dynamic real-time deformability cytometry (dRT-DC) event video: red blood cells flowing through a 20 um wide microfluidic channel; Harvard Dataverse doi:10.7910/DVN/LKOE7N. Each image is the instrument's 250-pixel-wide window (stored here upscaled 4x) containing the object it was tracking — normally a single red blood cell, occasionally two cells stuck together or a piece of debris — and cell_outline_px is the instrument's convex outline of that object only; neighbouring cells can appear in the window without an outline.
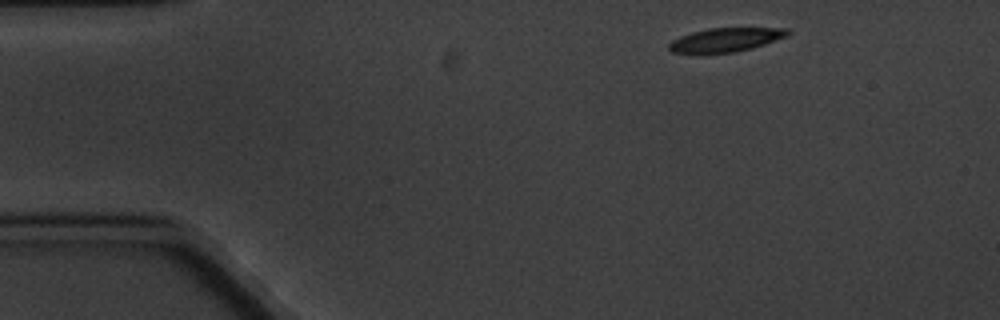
{"species": "common noctule bat (a hibernating species)", "species_latin": "Nyctalus noctula", "temperature_condition": "cold", "stored_images_in_passage": 5, "camera_frame_rate_fps": 3000, "um_per_image_px": 0.085, "animal": {"sex": "male", "body_mass_g": 20.1, "forearm_length_mm": 53.5}, "frame": {"image": 1, "passage_image": 1, "time_ms": 0.0, "image_size_px": [1000, 320], "cell_outline_px": [[792, 32], [784, 36], [764, 44], [752, 48], [736, 52], [700, 56], [696, 56], [672, 52], [668, 48], [668, 44], [672, 40], [680, 36], [692, 32], [708, 28], [788, 28]], "centroid_in_image_um": [61.56, 3.43], "position_along_channel_um": 23.4, "area_um2": 17.11}}
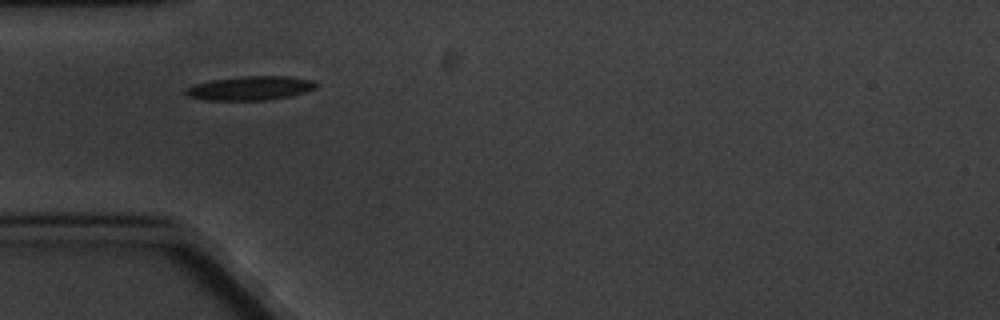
{"frame": {"image": 2, "passage_image": 4, "time_ms": 3.333, "image_size_px": [1000, 320], "cell_outline_px": [[316, 88], [292, 96], [272, 100], [204, 100], [188, 96], [180, 92], [184, 88], [196, 84], [212, 80], [240, 76], [288, 76], [312, 80], [316, 84]], "centroid_in_image_um": [21.23, 7.5], "position_along_channel_um": 63.8, "area_um2": 18.44}}